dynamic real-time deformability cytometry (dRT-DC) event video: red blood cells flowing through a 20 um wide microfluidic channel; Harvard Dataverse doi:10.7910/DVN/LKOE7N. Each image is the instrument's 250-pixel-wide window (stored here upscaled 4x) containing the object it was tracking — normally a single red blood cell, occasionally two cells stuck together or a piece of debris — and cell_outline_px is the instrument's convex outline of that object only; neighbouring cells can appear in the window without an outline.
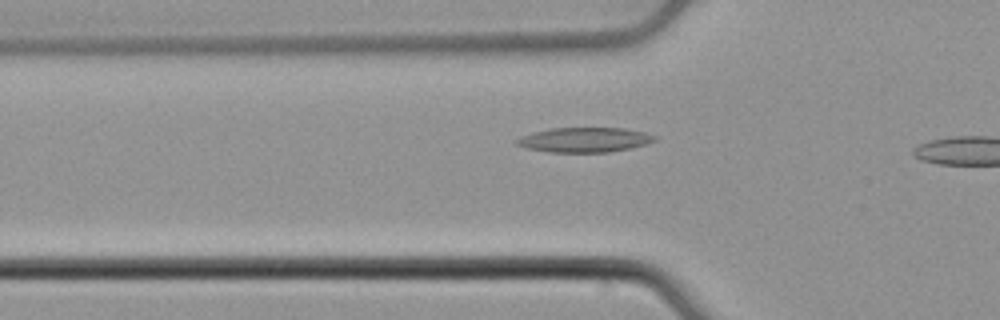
{"species": "common noctule bat (a hibernating species)", "species_latin": "Nyctalus noctula", "temperature_condition": "cold", "stored_images_in_passage": 21, "camera_frame_rate_fps": 3000, "um_per_image_px": 0.085, "animal": {"sex": "male", "body_mass_g": 21.5, "forearm_length_mm": 52.0}, "frame": {"image": 1, "passage_image": 12, "time_ms": 3.667, "image_size_px": [1000, 320], "cell_outline_px": [[656, 140], [644, 144], [628, 148], [608, 152], [548, 152], [524, 148], [516, 144], [512, 140], [520, 136], [532, 132], [552, 128], [624, 128], [644, 132], [656, 136]], "centroid_in_image_um": [49.59, 11.88], "position_along_channel_um": 76.2, "area_um2": 19.94}}
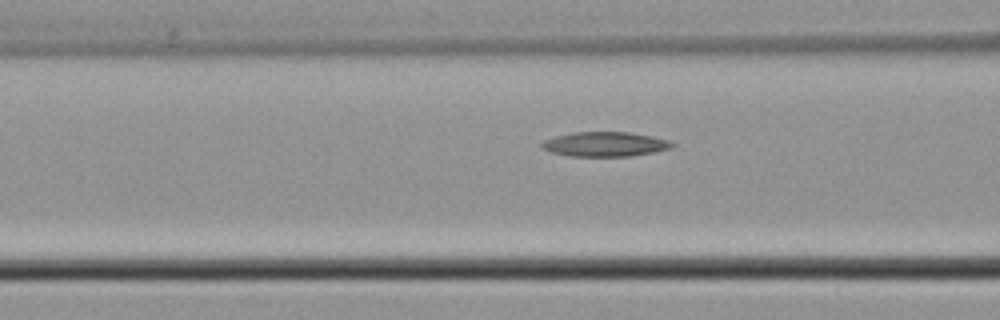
{"frame": {"image": 2, "passage_image": 15, "time_ms": 4.667, "image_size_px": [1000, 320], "cell_outline_px": [[676, 144], [672, 148], [632, 156], [572, 156], [552, 152], [540, 148], [540, 144], [544, 140], [556, 136], [572, 132], [628, 132], [652, 136], [668, 140]], "centroid_in_image_um": [51.42, 12.25], "position_along_channel_um": 115.2, "area_um2": 18.67}}
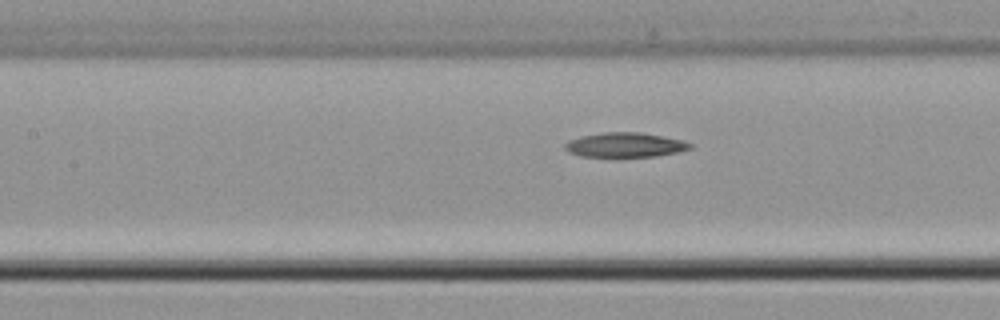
{"frame": {"image": 3, "passage_image": 18, "time_ms": 5.667, "image_size_px": [1000, 320], "cell_outline_px": [[692, 148], [680, 152], [656, 156], [580, 156], [568, 152], [564, 148], [564, 144], [568, 140], [580, 136], [604, 132], [640, 132], [684, 140], [692, 144]], "centroid_in_image_um": [53.13, 12.31], "position_along_channel_um": 154.3, "area_um2": 17.98}}